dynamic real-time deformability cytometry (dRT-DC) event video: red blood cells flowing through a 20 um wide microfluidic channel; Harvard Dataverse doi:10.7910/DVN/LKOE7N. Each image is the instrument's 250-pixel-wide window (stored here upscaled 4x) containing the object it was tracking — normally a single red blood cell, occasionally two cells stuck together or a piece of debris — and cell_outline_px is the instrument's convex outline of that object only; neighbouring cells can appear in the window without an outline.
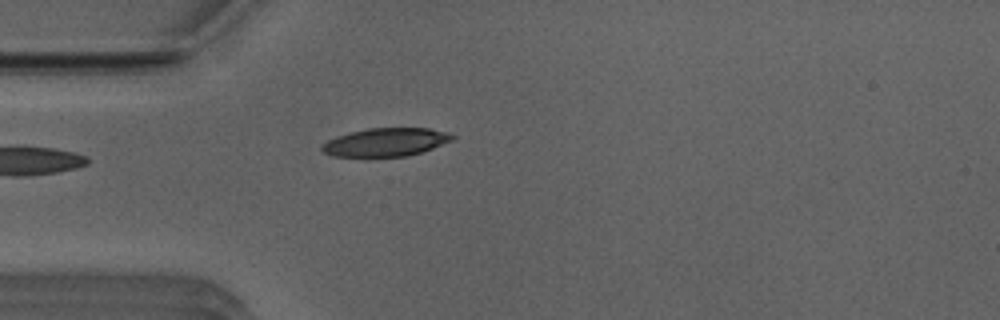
{"species": "Egyptian fruit bat (a non-hibernating species)", "species_latin": "Rousettus aegyptiacus", "temperature_condition": "room temperature", "stored_images_in_passage": 21, "camera_frame_rate_fps": 3000, "um_per_image_px": 0.085, "animal": {"sex": "male"}, "frame": {"image": 1, "passage_image": 1, "time_ms": 0.0, "image_size_px": [1000, 320], "cell_outline_px": [[456, 136], [452, 140], [432, 148], [408, 156], [368, 160], [364, 160], [332, 156], [324, 152], [320, 148], [328, 140], [336, 136], [368, 128], [428, 128], [444, 132]], "centroid_in_image_um": [32.7, 12.15], "position_along_channel_um": 52.3, "area_um2": 22.25}}
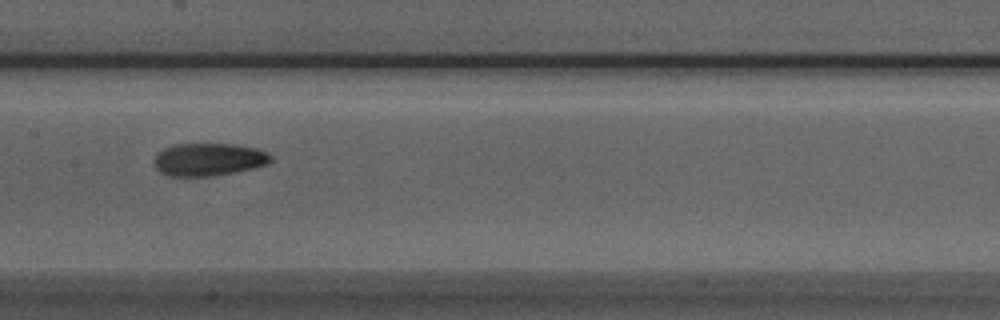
{"frame": {"image": 2, "passage_image": 12, "time_ms": 3.667, "image_size_px": [1000, 320], "cell_outline_px": [[272, 160], [268, 164], [252, 168], [216, 176], [168, 176], [160, 172], [156, 168], [152, 160], [164, 148], [172, 144], [236, 144], [256, 148], [268, 152], [272, 156]], "centroid_in_image_um": [17.74, 13.55], "position_along_channel_um": 189.7, "area_um2": 22.43}}
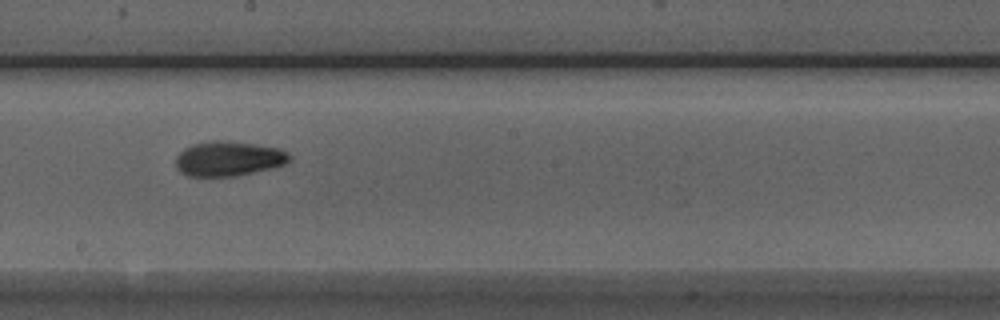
{"frame": {"image": 3, "passage_image": 15, "time_ms": 4.667, "image_size_px": [1000, 320], "cell_outline_px": [[292, 160], [284, 164], [272, 168], [232, 176], [188, 176], [180, 172], [176, 168], [176, 156], [184, 148], [192, 144], [208, 140], [220, 140], [252, 144], [280, 148], [288, 152], [292, 156]], "centroid_in_image_um": [19.42, 13.48], "position_along_channel_um": 228.8, "area_um2": 23.12}}